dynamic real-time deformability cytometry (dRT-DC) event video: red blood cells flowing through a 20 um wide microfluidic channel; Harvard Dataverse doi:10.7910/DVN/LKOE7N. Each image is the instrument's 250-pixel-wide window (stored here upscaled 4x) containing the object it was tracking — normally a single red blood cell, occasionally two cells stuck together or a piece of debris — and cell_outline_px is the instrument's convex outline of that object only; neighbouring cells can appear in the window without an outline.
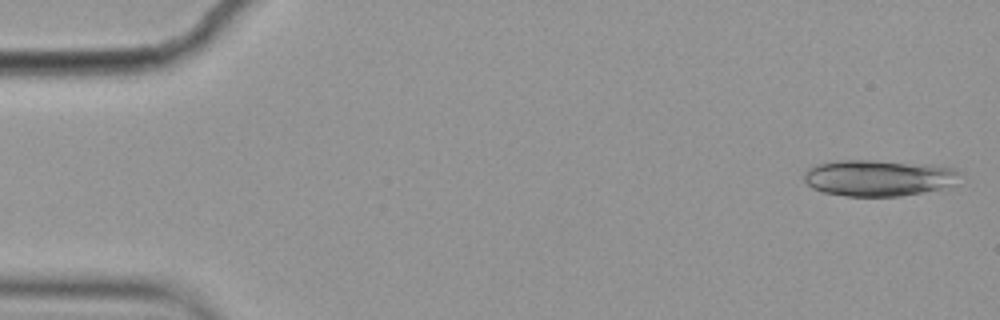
{"species": "common noctule bat (a hibernating species)", "species_latin": "Nyctalus noctula", "temperature_condition": "cold", "stored_images_in_passage": 4, "camera_frame_rate_fps": 3000, "um_per_image_px": 0.085, "animal": {"sex": "female", "body_mass_g": 19.9}, "frame": {"image": 1, "passage_image": 4, "time_ms": 1.0, "image_size_px": [1000, 320], "cell_outline_px": [[960, 172], [952, 184], [940, 188], [900, 196], [848, 196], [824, 192], [812, 188], [804, 180], [804, 172], [808, 168], [816, 164], [836, 160], [872, 160], [932, 164], [952, 168]], "centroid_in_image_um": [74.6, 15.1], "position_along_channel_um": 10.4, "area_um2": 32.71}}